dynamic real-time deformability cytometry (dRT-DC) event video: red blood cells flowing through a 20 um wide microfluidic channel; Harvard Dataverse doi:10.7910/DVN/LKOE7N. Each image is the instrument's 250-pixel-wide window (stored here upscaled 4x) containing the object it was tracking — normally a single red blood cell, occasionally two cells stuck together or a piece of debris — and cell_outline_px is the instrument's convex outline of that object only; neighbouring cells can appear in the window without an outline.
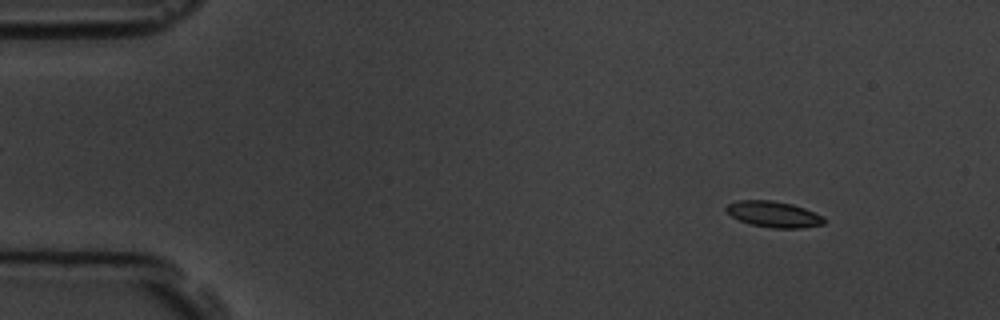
{"species": "common noctule bat (a hibernating species)", "species_latin": "Nyctalus noctula", "temperature_condition": "room temperature", "stored_images_in_passage": 4, "camera_frame_rate_fps": 3000, "um_per_image_px": 0.085, "animal": {"sex": "male", "body_mass_g": 19.5, "forearm_length_mm": 54.6}, "frame": {"image": 1, "passage_image": 1, "time_ms": 0.0, "image_size_px": [1000, 320], "cell_outline_px": [[824, 224], [800, 228], [772, 228], [748, 224], [724, 212], [724, 208], [728, 204], [736, 200], [772, 200], [792, 204], [804, 208], [824, 216]], "centroid_in_image_um": [65.72, 18.21], "position_along_channel_um": 19.3, "area_um2": 14.97}}
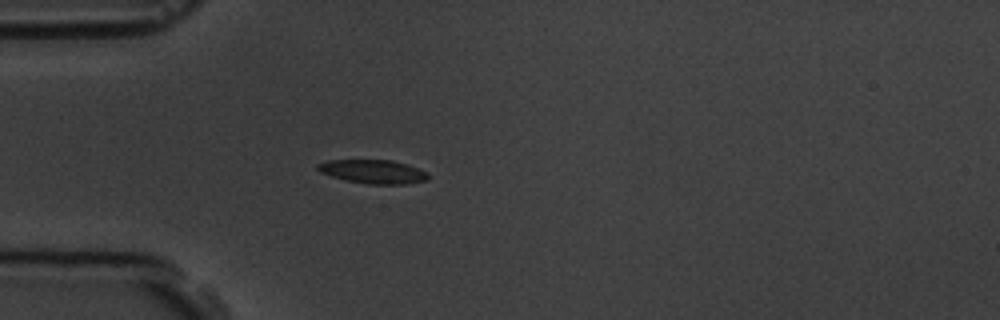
{"frame": {"image": 2, "passage_image": 4, "time_ms": 3.333, "image_size_px": [1000, 320], "cell_outline_px": [[428, 180], [408, 184], [368, 184], [344, 180], [320, 172], [316, 168], [316, 164], [328, 160], [392, 160], [428, 172]], "centroid_in_image_um": [31.69, 14.59], "position_along_channel_um": 53.3, "area_um2": 15.26}}